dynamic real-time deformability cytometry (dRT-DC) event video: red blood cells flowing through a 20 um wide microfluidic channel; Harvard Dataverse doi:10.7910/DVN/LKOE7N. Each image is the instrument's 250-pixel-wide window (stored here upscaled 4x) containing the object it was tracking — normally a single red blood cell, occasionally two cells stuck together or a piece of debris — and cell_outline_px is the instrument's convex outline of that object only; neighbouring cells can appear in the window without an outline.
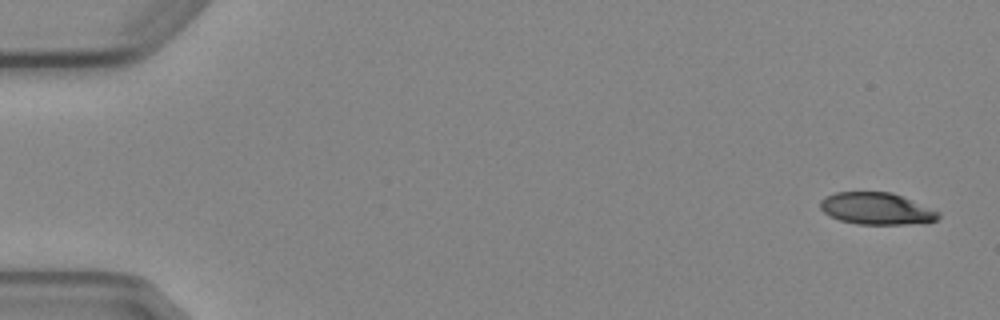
{"species": "Egyptian fruit bat (a non-hibernating species)", "species_latin": "Rousettus aegyptiacus", "temperature_condition": "cold", "stored_images_in_passage": 4, "camera_frame_rate_fps": 3000, "um_per_image_px": 0.085, "animal": {"sex": "female"}, "frame": {"image": 1, "passage_image": 1, "time_ms": 0.0, "image_size_px": [1000, 320], "cell_outline_px": [[940, 216], [936, 220], [904, 224], [856, 224], [840, 220], [824, 212], [820, 208], [820, 200], [824, 196], [836, 192], [892, 192], [940, 212]], "centroid_in_image_um": [74.46, 17.72], "position_along_channel_um": 10.5, "area_um2": 21.73}}